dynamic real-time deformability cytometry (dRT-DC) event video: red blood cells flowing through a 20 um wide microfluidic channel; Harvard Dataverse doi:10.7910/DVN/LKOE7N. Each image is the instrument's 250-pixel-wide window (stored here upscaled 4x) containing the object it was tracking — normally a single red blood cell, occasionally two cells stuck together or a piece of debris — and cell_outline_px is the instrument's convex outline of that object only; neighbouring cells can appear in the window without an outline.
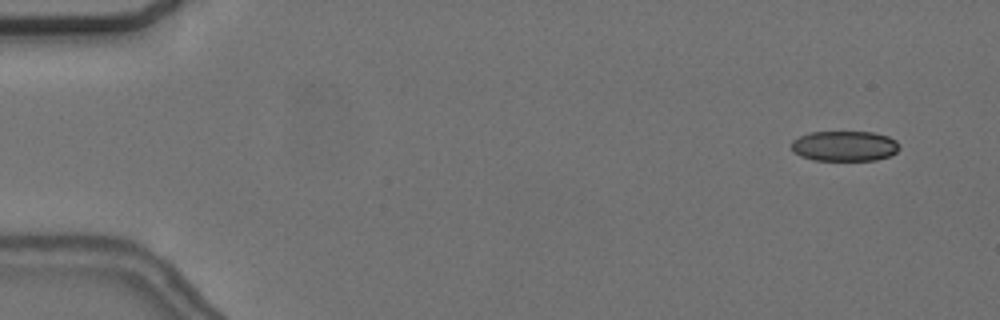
{"species": "common noctule bat (a hibernating species)", "species_latin": "Nyctalus noctula", "temperature_condition": "cold", "stored_images_in_passage": 9, "camera_frame_rate_fps": 3000, "um_per_image_px": 0.085, "animal": {"sex": "female", "body_mass_g": 24.6, "forearm_length_mm": 56.2}, "frame": {"image": 1, "passage_image": 4, "time_ms": 1.0, "image_size_px": [1000, 320], "cell_outline_px": [[900, 148], [892, 156], [876, 160], [812, 160], [800, 156], [792, 152], [792, 140], [800, 136], [812, 132], [872, 132], [888, 136], [896, 140], [900, 144]], "centroid_in_image_um": [71.81, 12.42], "position_along_channel_um": 13.2, "area_um2": 19.25}}